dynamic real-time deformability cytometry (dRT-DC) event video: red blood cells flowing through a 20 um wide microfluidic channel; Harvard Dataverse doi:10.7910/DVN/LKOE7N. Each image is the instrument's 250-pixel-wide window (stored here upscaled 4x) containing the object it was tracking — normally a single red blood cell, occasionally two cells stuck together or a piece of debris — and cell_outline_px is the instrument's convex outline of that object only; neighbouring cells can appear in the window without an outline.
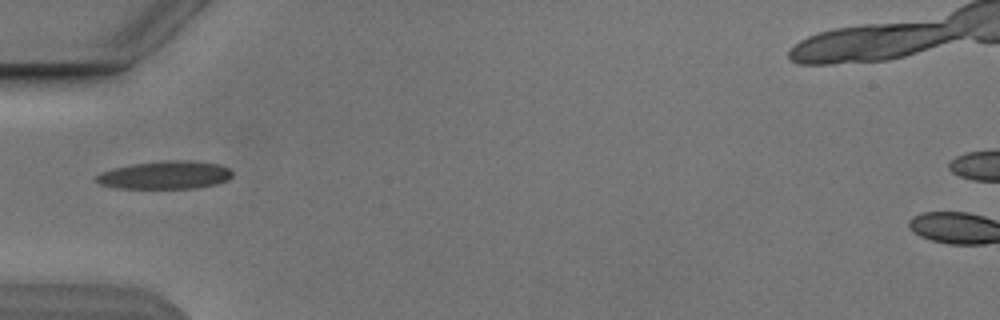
{"species": "Egyptian fruit bat (a non-hibernating species)", "species_latin": "Rousettus aegyptiacus", "temperature_condition": "cold", "stored_images_in_passage": 1, "camera_frame_rate_fps": 3000, "um_per_image_px": 0.085, "animal": {"sex": "male"}, "frame": {"image": 1, "passage_image": 1, "time_ms": 0.0, "image_size_px": [1000, 320], "cell_outline_px": [[232, 176], [228, 180], [216, 184], [196, 188], [116, 188], [100, 184], [96, 180], [96, 176], [100, 172], [112, 168], [132, 164], [168, 160], [188, 160], [220, 164], [228, 168], [232, 172]], "centroid_in_image_um": [14.04, 14.87], "position_along_channel_um": 71.0, "area_um2": 22.25}}